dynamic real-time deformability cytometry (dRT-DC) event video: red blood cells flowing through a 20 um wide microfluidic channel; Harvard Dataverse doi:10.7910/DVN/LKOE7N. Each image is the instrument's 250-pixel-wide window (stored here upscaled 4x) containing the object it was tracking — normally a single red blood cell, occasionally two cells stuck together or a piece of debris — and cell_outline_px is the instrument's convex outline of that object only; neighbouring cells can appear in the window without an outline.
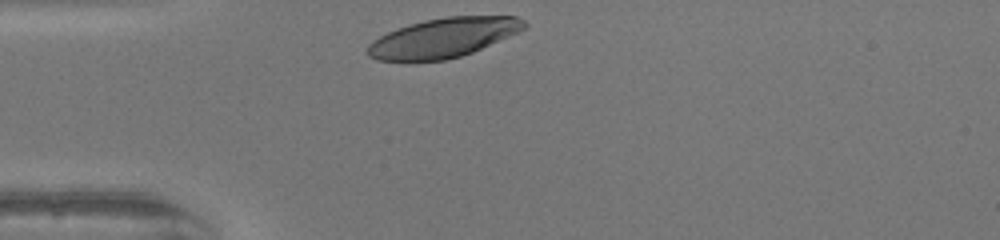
{"species": "human", "species_latin": "Homo sapiens", "temperature_condition": "warm", "stored_images_in_passage": 27, "camera_frame_rate_fps": 3000, "um_per_image_px": 0.085, "donor": {"sex": "female"}, "frame": {"image": 1, "passage_image": 1, "time_ms": 0.0, "image_size_px": [1000, 240], "cell_outline_px": [[524, 24], [520, 28], [480, 48], [460, 56], [440, 60], [380, 60], [372, 56], [368, 52], [368, 48], [376, 40], [400, 28], [412, 24], [428, 20], [452, 16], [512, 16]], "centroid_in_image_um": [37.63, 3.21], "position_along_channel_um": 47.4, "area_um2": 33.52}}
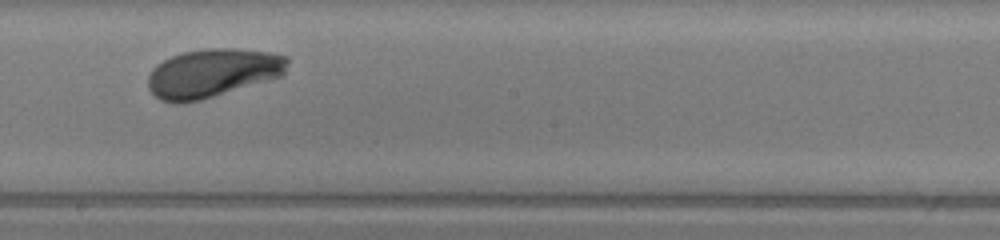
{"frame": {"image": 2, "passage_image": 16, "time_ms": 5.0, "image_size_px": [1000, 240], "cell_outline_px": [[288, 60], [284, 72], [276, 76], [196, 100], [164, 100], [156, 96], [152, 92], [148, 84], [148, 80], [152, 72], [164, 60], [188, 52], [260, 52], [284, 56]], "centroid_in_image_um": [18.01, 6.24], "position_along_channel_um": 230.2, "area_um2": 35.37}}
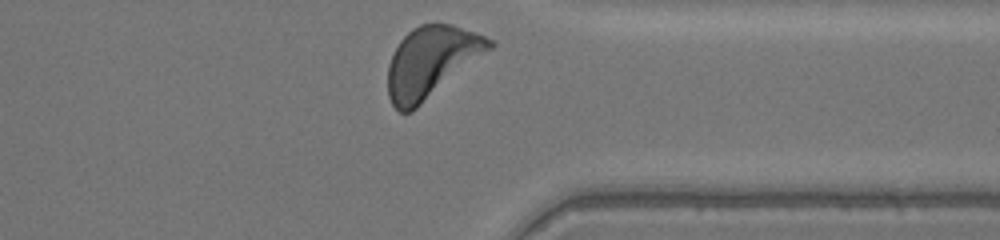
{"frame": {"image": 3, "passage_image": 27, "time_ms": 8.667, "image_size_px": [1000, 240], "cell_outline_px": [[492, 44], [408, 112], [400, 112], [392, 104], [388, 92], [388, 68], [392, 56], [396, 48], [404, 36], [408, 32], [424, 24], [448, 24], [484, 36], [492, 40]], "centroid_in_image_um": [36.53, 5.22], "position_along_channel_um": 374.9, "area_um2": 38.78}, "authors_computed_cell_mechanics": {"area_um2": 35.547, "velocity_mm_per_s": 4.0421, "shape_relaxation_time_tau1_ms": 1.8674, "shape_relaxation_time_tau2_ms": 10.9799, "deformation_change_tau1": 0.1226, "deformation_change_tau2": 0.2298}}